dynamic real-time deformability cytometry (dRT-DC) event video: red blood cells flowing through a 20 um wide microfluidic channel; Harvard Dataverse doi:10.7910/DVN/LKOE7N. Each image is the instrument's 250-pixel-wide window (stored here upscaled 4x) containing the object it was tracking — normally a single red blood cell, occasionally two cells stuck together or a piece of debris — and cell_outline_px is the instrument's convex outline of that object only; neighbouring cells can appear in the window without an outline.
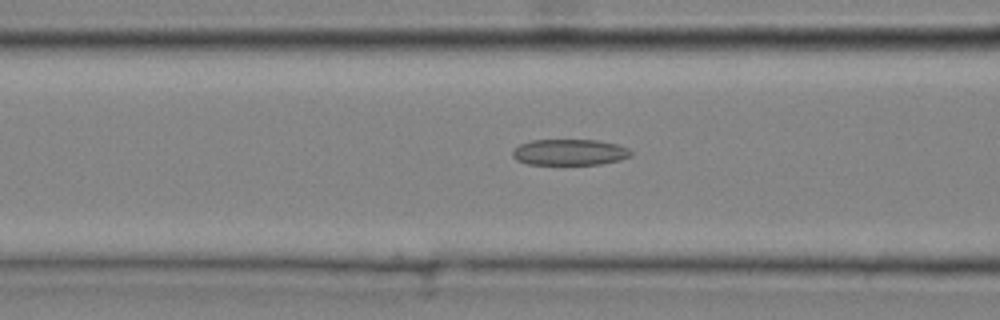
{"species": "common noctule bat (a hibernating species)", "species_latin": "Nyctalus noctula", "temperature_condition": "cold", "stored_images_in_passage": 40, "camera_frame_rate_fps": 3000, "um_per_image_px": 0.085, "animal": {"sex": "male", "body_mass_g": 20.4}, "frame": {"image": 1, "passage_image": 16, "time_ms": 5.0, "image_size_px": [1000, 320], "cell_outline_px": [[632, 156], [620, 160], [600, 164], [528, 164], [516, 160], [512, 156], [512, 152], [520, 144], [532, 140], [596, 140], [616, 144], [628, 148], [632, 152]], "centroid_in_image_um": [48.43, 12.94], "position_along_channel_um": 118.2, "area_um2": 17.92}}
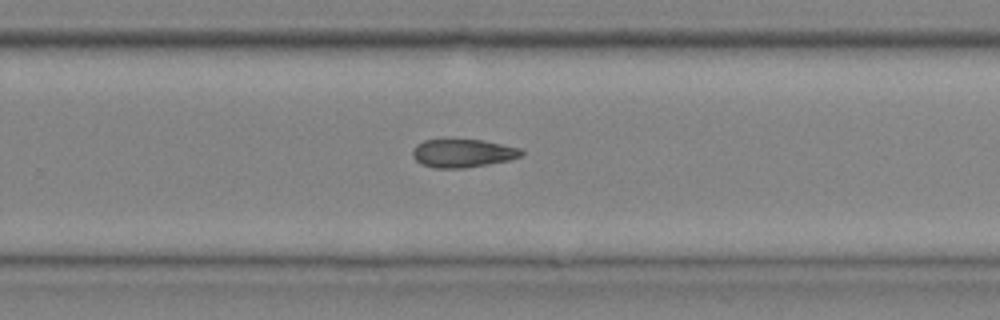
{"frame": {"image": 2, "passage_image": 27, "time_ms": 8.667, "image_size_px": [1000, 320], "cell_outline_px": [[524, 156], [508, 160], [488, 164], [464, 168], [436, 168], [420, 164], [412, 156], [412, 152], [416, 144], [424, 140], [444, 136], [484, 140], [520, 148], [524, 152]], "centroid_in_image_um": [39.3, 12.97], "position_along_channel_um": 290.5, "area_um2": 18.79}}
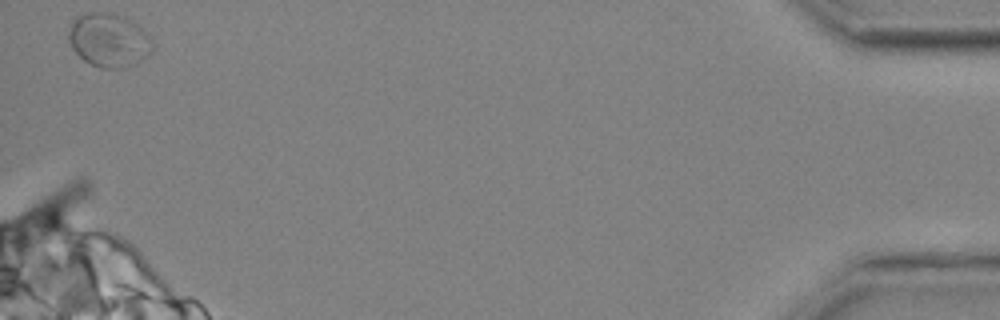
{"frame": {"image": 3, "passage_image": 40, "time_ms": 13.0, "image_size_px": [1000, 320], "cell_outline_px": [[152, 52], [148, 56], [128, 68], [100, 68], [84, 60], [72, 48], [68, 40], [68, 32], [72, 24], [80, 16], [88, 12], [104, 12], [120, 16], [136, 24], [152, 36]], "centroid_in_image_um": [9.29, 3.44], "position_along_channel_um": 425.9, "area_um2": 26.07}}